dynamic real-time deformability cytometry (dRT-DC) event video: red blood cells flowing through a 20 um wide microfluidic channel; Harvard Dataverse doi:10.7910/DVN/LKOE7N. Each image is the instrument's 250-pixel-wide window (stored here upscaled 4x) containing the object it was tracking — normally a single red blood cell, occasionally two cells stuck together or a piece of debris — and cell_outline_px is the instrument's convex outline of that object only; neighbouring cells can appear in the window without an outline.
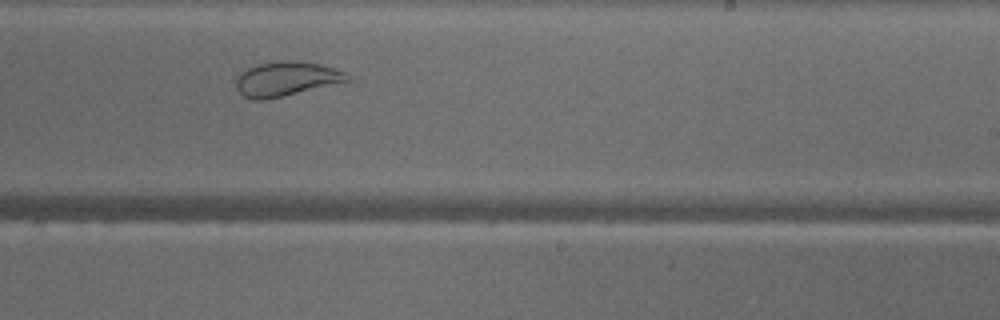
{"species": "common noctule bat (a hibernating species)", "species_latin": "Nyctalus noctula", "temperature_condition": "warm", "stored_images_in_passage": 32, "camera_frame_rate_fps": 3000, "um_per_image_px": 0.085, "animal": {"sex": "male", "body_mass_g": 18.8}, "frame": {"image": 1, "passage_image": 23, "time_ms": 7.333, "image_size_px": [1000, 320], "cell_outline_px": [[352, 80], [284, 96], [264, 100], [256, 100], [244, 96], [236, 88], [236, 76], [244, 68], [256, 64], [276, 60], [296, 60], [320, 64], [344, 72]], "centroid_in_image_um": [24.27, 6.69], "position_along_channel_um": 264.7, "area_um2": 22.54}}
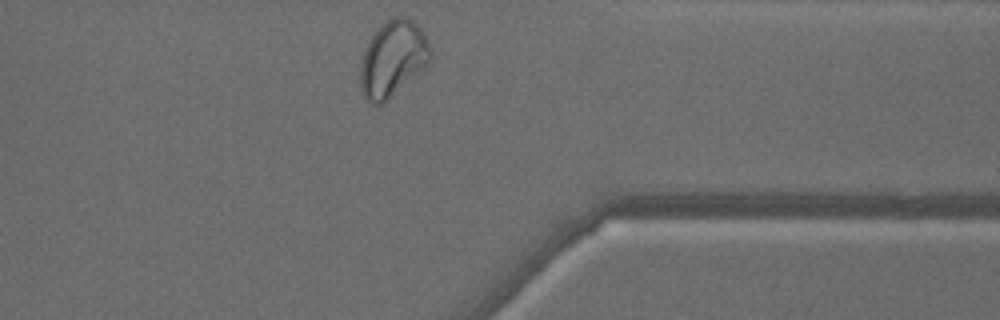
{"frame": {"image": 2, "passage_image": 32, "time_ms": 10.333, "image_size_px": [1000, 320], "cell_outline_px": [[432, 60], [428, 64], [384, 104], [372, 104], [364, 96], [360, 88], [360, 68], [364, 52], [368, 40], [388, 20], [396, 16], [408, 16], [420, 28], [432, 52]], "centroid_in_image_um": [33.39, 5.02], "position_along_channel_um": 378.0, "area_um2": 30.75}, "authors_computed_cell_mechanics": {"area_um2": 26.3857, "velocity_mm_per_s": 4.0997, "shape_relaxation_time_tau1_ms": null, "shape_relaxation_time_tau2_ms": 0.8331, "deformation_change_tau1": null, "deformation_change_tau2": 0.0691}}